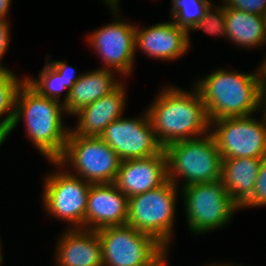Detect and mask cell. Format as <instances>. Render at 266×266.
Here are the masks:
<instances>
[{
	"mask_svg": "<svg viewBox=\"0 0 266 266\" xmlns=\"http://www.w3.org/2000/svg\"><path fill=\"white\" fill-rule=\"evenodd\" d=\"M187 93L176 88L161 92L147 114L160 145L206 135L211 124L198 89Z\"/></svg>",
	"mask_w": 266,
	"mask_h": 266,
	"instance_id": "obj_1",
	"label": "cell"
},
{
	"mask_svg": "<svg viewBox=\"0 0 266 266\" xmlns=\"http://www.w3.org/2000/svg\"><path fill=\"white\" fill-rule=\"evenodd\" d=\"M209 121L227 117H246L253 114L263 102L261 77L217 70L197 83Z\"/></svg>",
	"mask_w": 266,
	"mask_h": 266,
	"instance_id": "obj_2",
	"label": "cell"
},
{
	"mask_svg": "<svg viewBox=\"0 0 266 266\" xmlns=\"http://www.w3.org/2000/svg\"><path fill=\"white\" fill-rule=\"evenodd\" d=\"M63 110L64 104L59 100L39 95L24 82L17 93L15 116L8 134L23 117L33 144L47 159L57 161L64 153L70 132L62 126Z\"/></svg>",
	"mask_w": 266,
	"mask_h": 266,
	"instance_id": "obj_3",
	"label": "cell"
},
{
	"mask_svg": "<svg viewBox=\"0 0 266 266\" xmlns=\"http://www.w3.org/2000/svg\"><path fill=\"white\" fill-rule=\"evenodd\" d=\"M168 180L176 185V176H183L186 185L209 183L221 179L222 157L211 133L202 138L175 142L164 148Z\"/></svg>",
	"mask_w": 266,
	"mask_h": 266,
	"instance_id": "obj_4",
	"label": "cell"
},
{
	"mask_svg": "<svg viewBox=\"0 0 266 266\" xmlns=\"http://www.w3.org/2000/svg\"><path fill=\"white\" fill-rule=\"evenodd\" d=\"M176 185L168 180L158 188L129 198L127 224L168 247L173 226Z\"/></svg>",
	"mask_w": 266,
	"mask_h": 266,
	"instance_id": "obj_5",
	"label": "cell"
},
{
	"mask_svg": "<svg viewBox=\"0 0 266 266\" xmlns=\"http://www.w3.org/2000/svg\"><path fill=\"white\" fill-rule=\"evenodd\" d=\"M70 162L80 178L91 184L114 183L122 160L100 137H83L71 131L63 155L51 161L60 167Z\"/></svg>",
	"mask_w": 266,
	"mask_h": 266,
	"instance_id": "obj_6",
	"label": "cell"
},
{
	"mask_svg": "<svg viewBox=\"0 0 266 266\" xmlns=\"http://www.w3.org/2000/svg\"><path fill=\"white\" fill-rule=\"evenodd\" d=\"M97 234L103 266H150L167 251L154 237L128 224L102 228Z\"/></svg>",
	"mask_w": 266,
	"mask_h": 266,
	"instance_id": "obj_7",
	"label": "cell"
},
{
	"mask_svg": "<svg viewBox=\"0 0 266 266\" xmlns=\"http://www.w3.org/2000/svg\"><path fill=\"white\" fill-rule=\"evenodd\" d=\"M188 226L195 233L223 227L240 207L231 199L221 180L183 188Z\"/></svg>",
	"mask_w": 266,
	"mask_h": 266,
	"instance_id": "obj_8",
	"label": "cell"
},
{
	"mask_svg": "<svg viewBox=\"0 0 266 266\" xmlns=\"http://www.w3.org/2000/svg\"><path fill=\"white\" fill-rule=\"evenodd\" d=\"M264 111V119L261 122L251 115L221 118L210 122L218 127L211 134L222 158L266 157V109Z\"/></svg>",
	"mask_w": 266,
	"mask_h": 266,
	"instance_id": "obj_9",
	"label": "cell"
},
{
	"mask_svg": "<svg viewBox=\"0 0 266 266\" xmlns=\"http://www.w3.org/2000/svg\"><path fill=\"white\" fill-rule=\"evenodd\" d=\"M77 174L53 173L45 180L44 206L49 213L84 229L91 183ZM81 224V225H80Z\"/></svg>",
	"mask_w": 266,
	"mask_h": 266,
	"instance_id": "obj_10",
	"label": "cell"
},
{
	"mask_svg": "<svg viewBox=\"0 0 266 266\" xmlns=\"http://www.w3.org/2000/svg\"><path fill=\"white\" fill-rule=\"evenodd\" d=\"M100 138L122 161L148 158L164 149L156 138L147 113L138 119L120 117L104 129Z\"/></svg>",
	"mask_w": 266,
	"mask_h": 266,
	"instance_id": "obj_11",
	"label": "cell"
},
{
	"mask_svg": "<svg viewBox=\"0 0 266 266\" xmlns=\"http://www.w3.org/2000/svg\"><path fill=\"white\" fill-rule=\"evenodd\" d=\"M135 29L126 22L116 21L90 35L88 41L104 60L106 69H115L123 75L131 72L136 50Z\"/></svg>",
	"mask_w": 266,
	"mask_h": 266,
	"instance_id": "obj_12",
	"label": "cell"
},
{
	"mask_svg": "<svg viewBox=\"0 0 266 266\" xmlns=\"http://www.w3.org/2000/svg\"><path fill=\"white\" fill-rule=\"evenodd\" d=\"M128 205L129 198L114 183L91 184L84 229L98 231L127 224Z\"/></svg>",
	"mask_w": 266,
	"mask_h": 266,
	"instance_id": "obj_13",
	"label": "cell"
},
{
	"mask_svg": "<svg viewBox=\"0 0 266 266\" xmlns=\"http://www.w3.org/2000/svg\"><path fill=\"white\" fill-rule=\"evenodd\" d=\"M168 181L164 149L154 156L123 160L114 181L128 198L160 187Z\"/></svg>",
	"mask_w": 266,
	"mask_h": 266,
	"instance_id": "obj_14",
	"label": "cell"
},
{
	"mask_svg": "<svg viewBox=\"0 0 266 266\" xmlns=\"http://www.w3.org/2000/svg\"><path fill=\"white\" fill-rule=\"evenodd\" d=\"M189 33L186 29L166 22L155 24L147 29H135V47L151 57L164 60L176 59L189 47Z\"/></svg>",
	"mask_w": 266,
	"mask_h": 266,
	"instance_id": "obj_15",
	"label": "cell"
},
{
	"mask_svg": "<svg viewBox=\"0 0 266 266\" xmlns=\"http://www.w3.org/2000/svg\"><path fill=\"white\" fill-rule=\"evenodd\" d=\"M124 102L125 91L123 85L120 84L110 94L74 113L79 116V120L76 130H71V132L83 137H100L111 122L122 117Z\"/></svg>",
	"mask_w": 266,
	"mask_h": 266,
	"instance_id": "obj_16",
	"label": "cell"
},
{
	"mask_svg": "<svg viewBox=\"0 0 266 266\" xmlns=\"http://www.w3.org/2000/svg\"><path fill=\"white\" fill-rule=\"evenodd\" d=\"M59 266H103L102 246L97 231L70 229L59 241Z\"/></svg>",
	"mask_w": 266,
	"mask_h": 266,
	"instance_id": "obj_17",
	"label": "cell"
},
{
	"mask_svg": "<svg viewBox=\"0 0 266 266\" xmlns=\"http://www.w3.org/2000/svg\"><path fill=\"white\" fill-rule=\"evenodd\" d=\"M263 158H222L221 181L241 207L252 195Z\"/></svg>",
	"mask_w": 266,
	"mask_h": 266,
	"instance_id": "obj_18",
	"label": "cell"
},
{
	"mask_svg": "<svg viewBox=\"0 0 266 266\" xmlns=\"http://www.w3.org/2000/svg\"><path fill=\"white\" fill-rule=\"evenodd\" d=\"M120 84L114 81L111 69L108 70L105 67L82 74L64 103L65 112L70 115L76 113L99 98L110 94Z\"/></svg>",
	"mask_w": 266,
	"mask_h": 266,
	"instance_id": "obj_19",
	"label": "cell"
},
{
	"mask_svg": "<svg viewBox=\"0 0 266 266\" xmlns=\"http://www.w3.org/2000/svg\"><path fill=\"white\" fill-rule=\"evenodd\" d=\"M226 38L236 44L252 47L266 42V20L264 16L225 6Z\"/></svg>",
	"mask_w": 266,
	"mask_h": 266,
	"instance_id": "obj_20",
	"label": "cell"
},
{
	"mask_svg": "<svg viewBox=\"0 0 266 266\" xmlns=\"http://www.w3.org/2000/svg\"><path fill=\"white\" fill-rule=\"evenodd\" d=\"M24 82L25 78L24 80H19L10 70L0 69V116L10 111L4 120L0 122V137L3 140L8 136L13 123L17 93Z\"/></svg>",
	"mask_w": 266,
	"mask_h": 266,
	"instance_id": "obj_21",
	"label": "cell"
},
{
	"mask_svg": "<svg viewBox=\"0 0 266 266\" xmlns=\"http://www.w3.org/2000/svg\"><path fill=\"white\" fill-rule=\"evenodd\" d=\"M172 2L173 22L187 31L202 19L206 8L211 5L209 0H172Z\"/></svg>",
	"mask_w": 266,
	"mask_h": 266,
	"instance_id": "obj_22",
	"label": "cell"
},
{
	"mask_svg": "<svg viewBox=\"0 0 266 266\" xmlns=\"http://www.w3.org/2000/svg\"><path fill=\"white\" fill-rule=\"evenodd\" d=\"M25 82L39 95L54 100H59L57 98L60 96L61 91L66 88L65 79L60 77L48 63L40 71L38 80L26 78Z\"/></svg>",
	"mask_w": 266,
	"mask_h": 266,
	"instance_id": "obj_23",
	"label": "cell"
},
{
	"mask_svg": "<svg viewBox=\"0 0 266 266\" xmlns=\"http://www.w3.org/2000/svg\"><path fill=\"white\" fill-rule=\"evenodd\" d=\"M213 9L209 5L206 8V11L202 19L196 23L191 29H202L204 32L209 34H218L226 36L225 30V4L221 7L215 9V12H212Z\"/></svg>",
	"mask_w": 266,
	"mask_h": 266,
	"instance_id": "obj_24",
	"label": "cell"
},
{
	"mask_svg": "<svg viewBox=\"0 0 266 266\" xmlns=\"http://www.w3.org/2000/svg\"><path fill=\"white\" fill-rule=\"evenodd\" d=\"M266 205V157L262 159L251 197L240 207Z\"/></svg>",
	"mask_w": 266,
	"mask_h": 266,
	"instance_id": "obj_25",
	"label": "cell"
},
{
	"mask_svg": "<svg viewBox=\"0 0 266 266\" xmlns=\"http://www.w3.org/2000/svg\"><path fill=\"white\" fill-rule=\"evenodd\" d=\"M226 7L264 16L266 14V0H224Z\"/></svg>",
	"mask_w": 266,
	"mask_h": 266,
	"instance_id": "obj_26",
	"label": "cell"
},
{
	"mask_svg": "<svg viewBox=\"0 0 266 266\" xmlns=\"http://www.w3.org/2000/svg\"><path fill=\"white\" fill-rule=\"evenodd\" d=\"M59 75L60 77H63L65 79L66 82V88L68 89V93L66 95V98L63 102V104L68 100L69 95H70V90L72 89V87L74 86V84L79 80L80 78V74L78 75V77H74L75 76V70L66 65L65 62L62 61H54L52 63H48Z\"/></svg>",
	"mask_w": 266,
	"mask_h": 266,
	"instance_id": "obj_27",
	"label": "cell"
},
{
	"mask_svg": "<svg viewBox=\"0 0 266 266\" xmlns=\"http://www.w3.org/2000/svg\"><path fill=\"white\" fill-rule=\"evenodd\" d=\"M9 24L4 19H0V59L6 52L9 44ZM0 69H6L0 65Z\"/></svg>",
	"mask_w": 266,
	"mask_h": 266,
	"instance_id": "obj_28",
	"label": "cell"
},
{
	"mask_svg": "<svg viewBox=\"0 0 266 266\" xmlns=\"http://www.w3.org/2000/svg\"><path fill=\"white\" fill-rule=\"evenodd\" d=\"M265 63L259 68V72H260V77H261V94L263 96V98L266 96V60L264 61ZM265 77V78H264ZM265 79V80H264Z\"/></svg>",
	"mask_w": 266,
	"mask_h": 266,
	"instance_id": "obj_29",
	"label": "cell"
},
{
	"mask_svg": "<svg viewBox=\"0 0 266 266\" xmlns=\"http://www.w3.org/2000/svg\"><path fill=\"white\" fill-rule=\"evenodd\" d=\"M11 0H0V19L6 20Z\"/></svg>",
	"mask_w": 266,
	"mask_h": 266,
	"instance_id": "obj_30",
	"label": "cell"
},
{
	"mask_svg": "<svg viewBox=\"0 0 266 266\" xmlns=\"http://www.w3.org/2000/svg\"><path fill=\"white\" fill-rule=\"evenodd\" d=\"M166 251L150 266H165L166 265Z\"/></svg>",
	"mask_w": 266,
	"mask_h": 266,
	"instance_id": "obj_31",
	"label": "cell"
},
{
	"mask_svg": "<svg viewBox=\"0 0 266 266\" xmlns=\"http://www.w3.org/2000/svg\"><path fill=\"white\" fill-rule=\"evenodd\" d=\"M0 246H1V243H0ZM0 251H1V247H0ZM2 259H3V257H2V254L0 252V263L2 262Z\"/></svg>",
	"mask_w": 266,
	"mask_h": 266,
	"instance_id": "obj_32",
	"label": "cell"
},
{
	"mask_svg": "<svg viewBox=\"0 0 266 266\" xmlns=\"http://www.w3.org/2000/svg\"><path fill=\"white\" fill-rule=\"evenodd\" d=\"M4 142L3 138L0 137V145Z\"/></svg>",
	"mask_w": 266,
	"mask_h": 266,
	"instance_id": "obj_33",
	"label": "cell"
},
{
	"mask_svg": "<svg viewBox=\"0 0 266 266\" xmlns=\"http://www.w3.org/2000/svg\"><path fill=\"white\" fill-rule=\"evenodd\" d=\"M212 266H215V265H212ZM216 266H225V265H216ZM226 266H228V265H226ZM230 266V265H229ZM233 266V265H232Z\"/></svg>",
	"mask_w": 266,
	"mask_h": 266,
	"instance_id": "obj_34",
	"label": "cell"
}]
</instances>
